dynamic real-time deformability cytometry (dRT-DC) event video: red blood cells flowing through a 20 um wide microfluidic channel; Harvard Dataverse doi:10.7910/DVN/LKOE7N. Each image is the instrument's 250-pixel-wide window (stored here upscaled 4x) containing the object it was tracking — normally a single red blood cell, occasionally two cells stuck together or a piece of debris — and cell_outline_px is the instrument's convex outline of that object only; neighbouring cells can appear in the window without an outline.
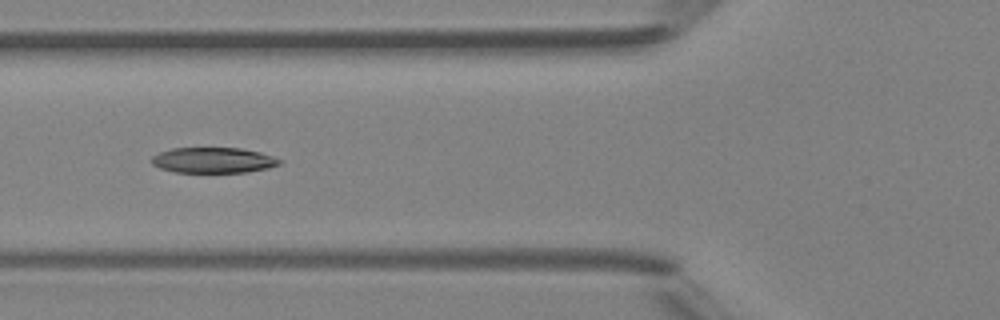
{"species": "Egyptian fruit bat (a non-hibernating species)", "species_latin": "Rousettus aegyptiacus", "temperature_condition": "room temperature", "stored_images_in_passage": 7, "camera_frame_rate_fps": 3000, "um_per_image_px": 0.085, "animal": {"sex": "female"}, "frame": {"image": 1, "passage_image": 6, "time_ms": 5.667, "image_size_px": [1000, 320], "cell_outline_px": [[284, 160], [280, 164], [268, 168], [244, 172], [176, 172], [160, 168], [152, 164], [152, 156], [160, 152], [172, 148], [240, 148], [260, 152]], "centroid_in_image_um": [18.15, 13.61], "position_along_channel_um": 107.7, "area_um2": 18.96}}
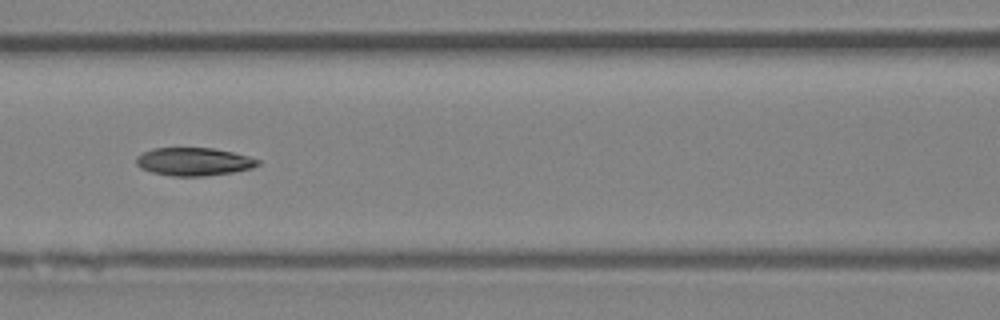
{"frame": {"image": 2, "passage_image": 7, "time_ms": 6.667, "image_size_px": [1000, 320], "cell_outline_px": [[260, 164], [252, 168], [232, 172], [204, 176], [172, 176], [152, 172], [140, 168], [136, 164], [136, 156], [152, 148], [212, 148], [232, 152], [248, 156], [260, 160]], "centroid_in_image_um": [16.46, 13.74], "position_along_channel_um": 150.1, "area_um2": 19.83}}